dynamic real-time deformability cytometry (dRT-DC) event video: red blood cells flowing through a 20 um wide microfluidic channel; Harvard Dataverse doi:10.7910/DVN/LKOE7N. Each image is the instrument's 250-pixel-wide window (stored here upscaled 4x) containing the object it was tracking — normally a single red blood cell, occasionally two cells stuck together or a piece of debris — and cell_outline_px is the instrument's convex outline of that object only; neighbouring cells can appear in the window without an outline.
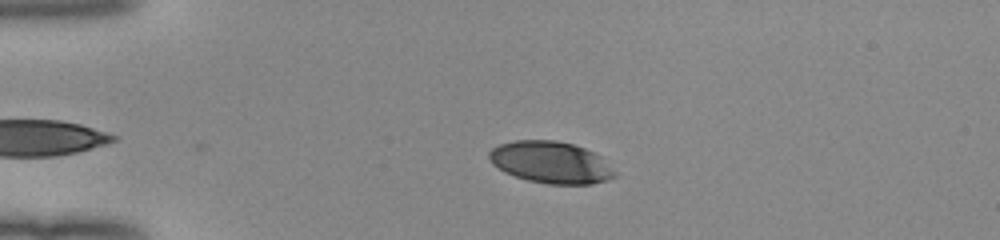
{"species": "human", "species_latin": "Homo sapiens", "temperature_condition": "room temperature", "stored_images_in_passage": 46, "camera_frame_rate_fps": 3000, "um_per_image_px": 0.085, "donor": {"sex": "female"}, "frame": {"image": 1, "passage_image": 7, "time_ms": 2.0, "image_size_px": [1000, 240], "cell_outline_px": [[616, 176], [608, 180], [592, 184], [548, 184], [528, 180], [504, 172], [492, 164], [488, 156], [488, 152], [492, 148], [500, 144], [516, 140], [556, 140], [572, 144], [584, 148], [600, 156], [616, 172]], "centroid_in_image_um": [46.81, 13.8], "position_along_channel_um": 38.2, "area_um2": 30.58}}
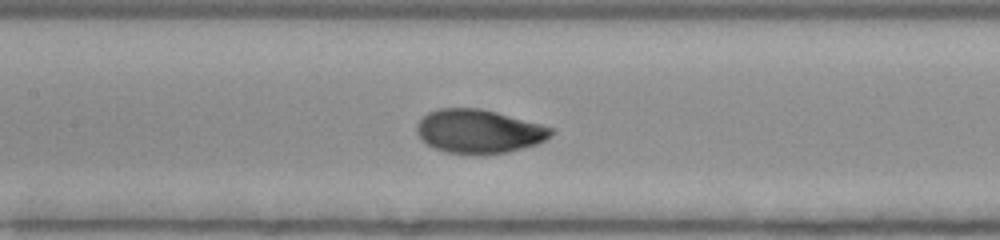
{"frame": {"image": 2, "passage_image": 20, "time_ms": 6.333, "image_size_px": [1000, 240], "cell_outline_px": [[556, 128], [544, 140], [536, 144], [508, 152], [484, 156], [448, 152], [436, 148], [428, 144], [416, 132], [416, 124], [428, 112], [436, 108], [480, 108], [496, 112]], "centroid_in_image_um": [40.7, 11.17], "position_along_channel_um": 166.7, "area_um2": 34.28}}
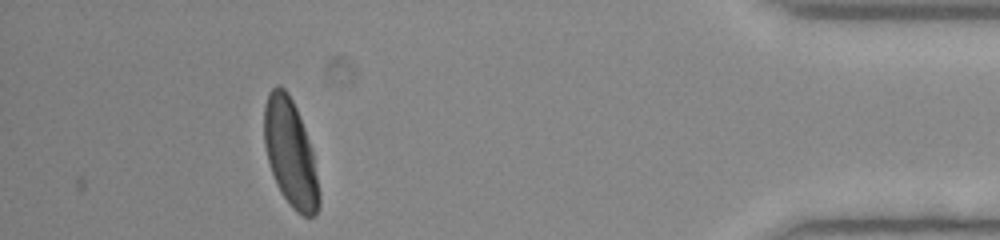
{"frame": {"image": 3, "passage_image": 42, "time_ms": 13.667, "image_size_px": [1000, 240], "cell_outline_px": [[320, 204], [316, 212], [312, 216], [304, 216], [296, 212], [292, 208], [280, 192], [276, 184], [268, 160], [264, 144], [264, 104], [268, 92], [276, 84], [280, 84], [288, 92], [296, 108], [304, 128], [312, 152], [320, 196]], "centroid_in_image_um": [24.65, 12.99], "position_along_channel_um": 410.5, "area_um2": 34.04}, "authors_computed_cell_mechanics": {"area_um2": 33.7841, "velocity_mm_per_s": 4.0014, "shape_relaxation_time_tau1_ms": 2.4012, "shape_relaxation_time_tau2_ms": null, "deformation_change_tau1": 0.1532, "deformation_change_tau2": null}}